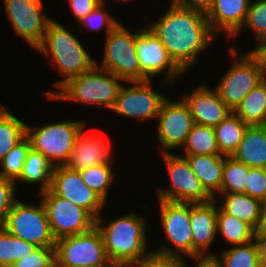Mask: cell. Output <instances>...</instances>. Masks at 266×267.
Here are the masks:
<instances>
[{
    "instance_id": "1",
    "label": "cell",
    "mask_w": 266,
    "mask_h": 267,
    "mask_svg": "<svg viewBox=\"0 0 266 267\" xmlns=\"http://www.w3.org/2000/svg\"><path fill=\"white\" fill-rule=\"evenodd\" d=\"M170 4L160 19L147 27L159 38L174 63L186 73L216 35L205 12Z\"/></svg>"
},
{
    "instance_id": "2",
    "label": "cell",
    "mask_w": 266,
    "mask_h": 267,
    "mask_svg": "<svg viewBox=\"0 0 266 267\" xmlns=\"http://www.w3.org/2000/svg\"><path fill=\"white\" fill-rule=\"evenodd\" d=\"M102 223L99 216L96 227L102 235L108 259L116 267H132L153 253H146L148 236L143 217L130 213L112 219L106 226Z\"/></svg>"
},
{
    "instance_id": "3",
    "label": "cell",
    "mask_w": 266,
    "mask_h": 267,
    "mask_svg": "<svg viewBox=\"0 0 266 267\" xmlns=\"http://www.w3.org/2000/svg\"><path fill=\"white\" fill-rule=\"evenodd\" d=\"M123 79L94 66L83 74L70 78L59 87V91H44L48 100H71L83 105H95L112 110Z\"/></svg>"
},
{
    "instance_id": "4",
    "label": "cell",
    "mask_w": 266,
    "mask_h": 267,
    "mask_svg": "<svg viewBox=\"0 0 266 267\" xmlns=\"http://www.w3.org/2000/svg\"><path fill=\"white\" fill-rule=\"evenodd\" d=\"M36 51L51 56V63L63 76L64 79L55 83L56 88L96 65V60L91 58L79 39L52 18L46 28L44 40Z\"/></svg>"
},
{
    "instance_id": "5",
    "label": "cell",
    "mask_w": 266,
    "mask_h": 267,
    "mask_svg": "<svg viewBox=\"0 0 266 267\" xmlns=\"http://www.w3.org/2000/svg\"><path fill=\"white\" fill-rule=\"evenodd\" d=\"M138 35L139 31L132 33L122 23L117 25L106 35L102 63L99 65L96 61V66L123 79L125 83L141 81V66L136 49Z\"/></svg>"
},
{
    "instance_id": "6",
    "label": "cell",
    "mask_w": 266,
    "mask_h": 267,
    "mask_svg": "<svg viewBox=\"0 0 266 267\" xmlns=\"http://www.w3.org/2000/svg\"><path fill=\"white\" fill-rule=\"evenodd\" d=\"M83 126L85 123L80 120L50 123L41 127L26 125V137L31 147L41 152L53 166H64Z\"/></svg>"
},
{
    "instance_id": "7",
    "label": "cell",
    "mask_w": 266,
    "mask_h": 267,
    "mask_svg": "<svg viewBox=\"0 0 266 267\" xmlns=\"http://www.w3.org/2000/svg\"><path fill=\"white\" fill-rule=\"evenodd\" d=\"M3 227L14 237L38 247H55L56 239L41 201L38 206L33 203L26 204L17 199Z\"/></svg>"
},
{
    "instance_id": "8",
    "label": "cell",
    "mask_w": 266,
    "mask_h": 267,
    "mask_svg": "<svg viewBox=\"0 0 266 267\" xmlns=\"http://www.w3.org/2000/svg\"><path fill=\"white\" fill-rule=\"evenodd\" d=\"M158 200L165 236L175 249L162 246L153 253L165 258L184 259L183 255L192 258L191 203Z\"/></svg>"
},
{
    "instance_id": "9",
    "label": "cell",
    "mask_w": 266,
    "mask_h": 267,
    "mask_svg": "<svg viewBox=\"0 0 266 267\" xmlns=\"http://www.w3.org/2000/svg\"><path fill=\"white\" fill-rule=\"evenodd\" d=\"M40 195L56 240L88 232L96 226V219L87 210L54 194L50 189Z\"/></svg>"
},
{
    "instance_id": "10",
    "label": "cell",
    "mask_w": 266,
    "mask_h": 267,
    "mask_svg": "<svg viewBox=\"0 0 266 267\" xmlns=\"http://www.w3.org/2000/svg\"><path fill=\"white\" fill-rule=\"evenodd\" d=\"M56 267H81L113 264L107 257L100 231L95 226L88 232L56 240Z\"/></svg>"
},
{
    "instance_id": "11",
    "label": "cell",
    "mask_w": 266,
    "mask_h": 267,
    "mask_svg": "<svg viewBox=\"0 0 266 267\" xmlns=\"http://www.w3.org/2000/svg\"><path fill=\"white\" fill-rule=\"evenodd\" d=\"M163 157L171 187L159 189L158 199L184 203H208L213 200L202 187L185 157L170 152L163 154Z\"/></svg>"
},
{
    "instance_id": "12",
    "label": "cell",
    "mask_w": 266,
    "mask_h": 267,
    "mask_svg": "<svg viewBox=\"0 0 266 267\" xmlns=\"http://www.w3.org/2000/svg\"><path fill=\"white\" fill-rule=\"evenodd\" d=\"M233 61L215 87L220 98L232 111L263 79L258 61L249 52Z\"/></svg>"
},
{
    "instance_id": "13",
    "label": "cell",
    "mask_w": 266,
    "mask_h": 267,
    "mask_svg": "<svg viewBox=\"0 0 266 267\" xmlns=\"http://www.w3.org/2000/svg\"><path fill=\"white\" fill-rule=\"evenodd\" d=\"M157 118V139L162 148L161 152L165 154L177 147H184L195 124L190 107L184 99L175 102L167 98Z\"/></svg>"
},
{
    "instance_id": "14",
    "label": "cell",
    "mask_w": 266,
    "mask_h": 267,
    "mask_svg": "<svg viewBox=\"0 0 266 267\" xmlns=\"http://www.w3.org/2000/svg\"><path fill=\"white\" fill-rule=\"evenodd\" d=\"M128 83H131V86L122 85L111 111L140 121L155 117L157 119L161 106L167 97L155 90L153 91L152 79Z\"/></svg>"
},
{
    "instance_id": "15",
    "label": "cell",
    "mask_w": 266,
    "mask_h": 267,
    "mask_svg": "<svg viewBox=\"0 0 266 267\" xmlns=\"http://www.w3.org/2000/svg\"><path fill=\"white\" fill-rule=\"evenodd\" d=\"M5 12L17 35L36 50L43 42L50 18L41 0H4Z\"/></svg>"
},
{
    "instance_id": "16",
    "label": "cell",
    "mask_w": 266,
    "mask_h": 267,
    "mask_svg": "<svg viewBox=\"0 0 266 267\" xmlns=\"http://www.w3.org/2000/svg\"><path fill=\"white\" fill-rule=\"evenodd\" d=\"M136 49L141 66V81L151 80L157 74L164 73V70L167 72V83L184 74L171 59L159 38L147 26L139 30Z\"/></svg>"
},
{
    "instance_id": "17",
    "label": "cell",
    "mask_w": 266,
    "mask_h": 267,
    "mask_svg": "<svg viewBox=\"0 0 266 267\" xmlns=\"http://www.w3.org/2000/svg\"><path fill=\"white\" fill-rule=\"evenodd\" d=\"M54 194L87 210L95 219L101 216L105 202L83 181L80 171L55 166L49 188Z\"/></svg>"
},
{
    "instance_id": "18",
    "label": "cell",
    "mask_w": 266,
    "mask_h": 267,
    "mask_svg": "<svg viewBox=\"0 0 266 267\" xmlns=\"http://www.w3.org/2000/svg\"><path fill=\"white\" fill-rule=\"evenodd\" d=\"M218 200L208 203H191L190 224L192 229V258L212 259L208 254L210 245L217 235V205Z\"/></svg>"
},
{
    "instance_id": "19",
    "label": "cell",
    "mask_w": 266,
    "mask_h": 267,
    "mask_svg": "<svg viewBox=\"0 0 266 267\" xmlns=\"http://www.w3.org/2000/svg\"><path fill=\"white\" fill-rule=\"evenodd\" d=\"M84 129L85 126L77 134L72 152L64 166L73 171H81L92 166L112 163V149L106 139L95 133L86 134Z\"/></svg>"
},
{
    "instance_id": "20",
    "label": "cell",
    "mask_w": 266,
    "mask_h": 267,
    "mask_svg": "<svg viewBox=\"0 0 266 267\" xmlns=\"http://www.w3.org/2000/svg\"><path fill=\"white\" fill-rule=\"evenodd\" d=\"M182 98L190 107L196 124L215 127L232 112L220 98L218 91L204 84Z\"/></svg>"
},
{
    "instance_id": "21",
    "label": "cell",
    "mask_w": 266,
    "mask_h": 267,
    "mask_svg": "<svg viewBox=\"0 0 266 267\" xmlns=\"http://www.w3.org/2000/svg\"><path fill=\"white\" fill-rule=\"evenodd\" d=\"M251 0H215L206 13L212 32L218 36L222 31L226 38L239 35L245 22Z\"/></svg>"
},
{
    "instance_id": "22",
    "label": "cell",
    "mask_w": 266,
    "mask_h": 267,
    "mask_svg": "<svg viewBox=\"0 0 266 267\" xmlns=\"http://www.w3.org/2000/svg\"><path fill=\"white\" fill-rule=\"evenodd\" d=\"M232 157L250 168L266 169V125H248Z\"/></svg>"
},
{
    "instance_id": "23",
    "label": "cell",
    "mask_w": 266,
    "mask_h": 267,
    "mask_svg": "<svg viewBox=\"0 0 266 267\" xmlns=\"http://www.w3.org/2000/svg\"><path fill=\"white\" fill-rule=\"evenodd\" d=\"M192 171L202 187L213 198L220 195L223 176L224 155H185Z\"/></svg>"
},
{
    "instance_id": "24",
    "label": "cell",
    "mask_w": 266,
    "mask_h": 267,
    "mask_svg": "<svg viewBox=\"0 0 266 267\" xmlns=\"http://www.w3.org/2000/svg\"><path fill=\"white\" fill-rule=\"evenodd\" d=\"M224 195L219 207L230 216H235L251 225L256 231L259 230L262 201L253 198L246 193H220Z\"/></svg>"
},
{
    "instance_id": "25",
    "label": "cell",
    "mask_w": 266,
    "mask_h": 267,
    "mask_svg": "<svg viewBox=\"0 0 266 267\" xmlns=\"http://www.w3.org/2000/svg\"><path fill=\"white\" fill-rule=\"evenodd\" d=\"M233 112L248 125H266V83L260 81Z\"/></svg>"
},
{
    "instance_id": "26",
    "label": "cell",
    "mask_w": 266,
    "mask_h": 267,
    "mask_svg": "<svg viewBox=\"0 0 266 267\" xmlns=\"http://www.w3.org/2000/svg\"><path fill=\"white\" fill-rule=\"evenodd\" d=\"M54 167L41 152L31 147L18 180L27 184L40 182L39 192H44L50 188Z\"/></svg>"
},
{
    "instance_id": "27",
    "label": "cell",
    "mask_w": 266,
    "mask_h": 267,
    "mask_svg": "<svg viewBox=\"0 0 266 267\" xmlns=\"http://www.w3.org/2000/svg\"><path fill=\"white\" fill-rule=\"evenodd\" d=\"M248 124L244 123L233 111L214 128L215 137L224 156H232L243 139Z\"/></svg>"
},
{
    "instance_id": "28",
    "label": "cell",
    "mask_w": 266,
    "mask_h": 267,
    "mask_svg": "<svg viewBox=\"0 0 266 267\" xmlns=\"http://www.w3.org/2000/svg\"><path fill=\"white\" fill-rule=\"evenodd\" d=\"M256 230L235 216L227 215L217 206V235L221 233L230 244L243 245L254 240Z\"/></svg>"
},
{
    "instance_id": "29",
    "label": "cell",
    "mask_w": 266,
    "mask_h": 267,
    "mask_svg": "<svg viewBox=\"0 0 266 267\" xmlns=\"http://www.w3.org/2000/svg\"><path fill=\"white\" fill-rule=\"evenodd\" d=\"M26 125L0 104V160L26 137Z\"/></svg>"
},
{
    "instance_id": "30",
    "label": "cell",
    "mask_w": 266,
    "mask_h": 267,
    "mask_svg": "<svg viewBox=\"0 0 266 267\" xmlns=\"http://www.w3.org/2000/svg\"><path fill=\"white\" fill-rule=\"evenodd\" d=\"M185 155H222L212 126L194 124L184 145Z\"/></svg>"
},
{
    "instance_id": "31",
    "label": "cell",
    "mask_w": 266,
    "mask_h": 267,
    "mask_svg": "<svg viewBox=\"0 0 266 267\" xmlns=\"http://www.w3.org/2000/svg\"><path fill=\"white\" fill-rule=\"evenodd\" d=\"M219 257L214 254L212 258L219 267H260L258 249L254 240L228 248Z\"/></svg>"
},
{
    "instance_id": "32",
    "label": "cell",
    "mask_w": 266,
    "mask_h": 267,
    "mask_svg": "<svg viewBox=\"0 0 266 267\" xmlns=\"http://www.w3.org/2000/svg\"><path fill=\"white\" fill-rule=\"evenodd\" d=\"M250 167L235 160L232 156H224L223 176L220 193H246V185Z\"/></svg>"
},
{
    "instance_id": "33",
    "label": "cell",
    "mask_w": 266,
    "mask_h": 267,
    "mask_svg": "<svg viewBox=\"0 0 266 267\" xmlns=\"http://www.w3.org/2000/svg\"><path fill=\"white\" fill-rule=\"evenodd\" d=\"M38 246L14 237L3 226H0V267H11L21 258L29 255Z\"/></svg>"
},
{
    "instance_id": "34",
    "label": "cell",
    "mask_w": 266,
    "mask_h": 267,
    "mask_svg": "<svg viewBox=\"0 0 266 267\" xmlns=\"http://www.w3.org/2000/svg\"><path fill=\"white\" fill-rule=\"evenodd\" d=\"M111 165L112 163H106L80 171L84 183L105 203L107 201L108 190L115 179V173H113Z\"/></svg>"
},
{
    "instance_id": "35",
    "label": "cell",
    "mask_w": 266,
    "mask_h": 267,
    "mask_svg": "<svg viewBox=\"0 0 266 267\" xmlns=\"http://www.w3.org/2000/svg\"><path fill=\"white\" fill-rule=\"evenodd\" d=\"M30 148L31 143L27 137L13 147L6 156L0 160V169H2L0 170V175L16 183L20 178Z\"/></svg>"
},
{
    "instance_id": "36",
    "label": "cell",
    "mask_w": 266,
    "mask_h": 267,
    "mask_svg": "<svg viewBox=\"0 0 266 267\" xmlns=\"http://www.w3.org/2000/svg\"><path fill=\"white\" fill-rule=\"evenodd\" d=\"M244 25L253 31L257 41L266 39V0L251 1Z\"/></svg>"
},
{
    "instance_id": "37",
    "label": "cell",
    "mask_w": 266,
    "mask_h": 267,
    "mask_svg": "<svg viewBox=\"0 0 266 267\" xmlns=\"http://www.w3.org/2000/svg\"><path fill=\"white\" fill-rule=\"evenodd\" d=\"M11 267H56L55 247H38Z\"/></svg>"
},
{
    "instance_id": "38",
    "label": "cell",
    "mask_w": 266,
    "mask_h": 267,
    "mask_svg": "<svg viewBox=\"0 0 266 267\" xmlns=\"http://www.w3.org/2000/svg\"><path fill=\"white\" fill-rule=\"evenodd\" d=\"M78 23L82 26L84 24V26H87L91 30H100L105 27L106 35L120 24L119 21L112 18V16L105 11L104 1Z\"/></svg>"
},
{
    "instance_id": "39",
    "label": "cell",
    "mask_w": 266,
    "mask_h": 267,
    "mask_svg": "<svg viewBox=\"0 0 266 267\" xmlns=\"http://www.w3.org/2000/svg\"><path fill=\"white\" fill-rule=\"evenodd\" d=\"M246 194L259 199L266 200V169L251 167L246 185Z\"/></svg>"
},
{
    "instance_id": "40",
    "label": "cell",
    "mask_w": 266,
    "mask_h": 267,
    "mask_svg": "<svg viewBox=\"0 0 266 267\" xmlns=\"http://www.w3.org/2000/svg\"><path fill=\"white\" fill-rule=\"evenodd\" d=\"M16 189L15 182L0 175V226L4 225L13 203L17 200Z\"/></svg>"
},
{
    "instance_id": "41",
    "label": "cell",
    "mask_w": 266,
    "mask_h": 267,
    "mask_svg": "<svg viewBox=\"0 0 266 267\" xmlns=\"http://www.w3.org/2000/svg\"><path fill=\"white\" fill-rule=\"evenodd\" d=\"M185 259L165 258L161 255L151 253L147 258L132 267H186Z\"/></svg>"
},
{
    "instance_id": "42",
    "label": "cell",
    "mask_w": 266,
    "mask_h": 267,
    "mask_svg": "<svg viewBox=\"0 0 266 267\" xmlns=\"http://www.w3.org/2000/svg\"><path fill=\"white\" fill-rule=\"evenodd\" d=\"M73 16L81 21L85 16L98 7L104 0H67Z\"/></svg>"
},
{
    "instance_id": "43",
    "label": "cell",
    "mask_w": 266,
    "mask_h": 267,
    "mask_svg": "<svg viewBox=\"0 0 266 267\" xmlns=\"http://www.w3.org/2000/svg\"><path fill=\"white\" fill-rule=\"evenodd\" d=\"M170 2L191 9L207 13L213 6L215 0H171Z\"/></svg>"
},
{
    "instance_id": "44",
    "label": "cell",
    "mask_w": 266,
    "mask_h": 267,
    "mask_svg": "<svg viewBox=\"0 0 266 267\" xmlns=\"http://www.w3.org/2000/svg\"><path fill=\"white\" fill-rule=\"evenodd\" d=\"M254 241L258 249L260 267H266V231L257 230Z\"/></svg>"
},
{
    "instance_id": "45",
    "label": "cell",
    "mask_w": 266,
    "mask_h": 267,
    "mask_svg": "<svg viewBox=\"0 0 266 267\" xmlns=\"http://www.w3.org/2000/svg\"><path fill=\"white\" fill-rule=\"evenodd\" d=\"M249 53L258 61L261 72H266V39L260 40Z\"/></svg>"
},
{
    "instance_id": "46",
    "label": "cell",
    "mask_w": 266,
    "mask_h": 267,
    "mask_svg": "<svg viewBox=\"0 0 266 267\" xmlns=\"http://www.w3.org/2000/svg\"><path fill=\"white\" fill-rule=\"evenodd\" d=\"M259 230L266 231V200L262 201Z\"/></svg>"
},
{
    "instance_id": "47",
    "label": "cell",
    "mask_w": 266,
    "mask_h": 267,
    "mask_svg": "<svg viewBox=\"0 0 266 267\" xmlns=\"http://www.w3.org/2000/svg\"><path fill=\"white\" fill-rule=\"evenodd\" d=\"M196 267H219L213 259H199Z\"/></svg>"
},
{
    "instance_id": "48",
    "label": "cell",
    "mask_w": 266,
    "mask_h": 267,
    "mask_svg": "<svg viewBox=\"0 0 266 267\" xmlns=\"http://www.w3.org/2000/svg\"><path fill=\"white\" fill-rule=\"evenodd\" d=\"M81 267H116L114 264H94V265H85Z\"/></svg>"
},
{
    "instance_id": "49",
    "label": "cell",
    "mask_w": 266,
    "mask_h": 267,
    "mask_svg": "<svg viewBox=\"0 0 266 267\" xmlns=\"http://www.w3.org/2000/svg\"><path fill=\"white\" fill-rule=\"evenodd\" d=\"M262 76H263V81L266 83V72H262Z\"/></svg>"
},
{
    "instance_id": "50",
    "label": "cell",
    "mask_w": 266,
    "mask_h": 267,
    "mask_svg": "<svg viewBox=\"0 0 266 267\" xmlns=\"http://www.w3.org/2000/svg\"><path fill=\"white\" fill-rule=\"evenodd\" d=\"M118 1L125 2V1H130V0H118Z\"/></svg>"
}]
</instances>
